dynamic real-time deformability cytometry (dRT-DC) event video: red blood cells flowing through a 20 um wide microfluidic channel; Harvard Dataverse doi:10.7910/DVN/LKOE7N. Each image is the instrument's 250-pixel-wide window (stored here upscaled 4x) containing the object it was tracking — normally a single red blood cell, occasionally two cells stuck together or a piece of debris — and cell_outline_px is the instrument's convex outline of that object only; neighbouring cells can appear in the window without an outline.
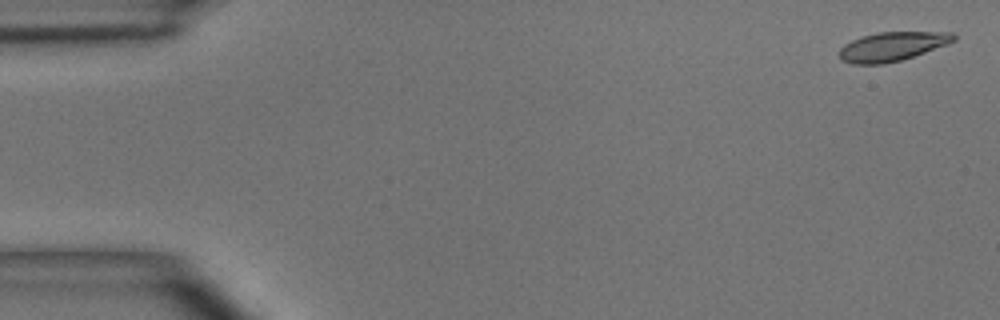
{"species": "common noctule bat (a hibernating species)", "species_latin": "Nyctalus noctula", "temperature_condition": "room temperature", "stored_images_in_passage": 4, "camera_frame_rate_fps": 3000, "um_per_image_px": 0.085, "animal": {"sex": "male", "body_mass_g": 15.6}, "frame": {"image": 1, "passage_image": 1, "time_ms": 0.0, "image_size_px": [1000, 320], "cell_outline_px": [[956, 40], [948, 44], [900, 60], [884, 64], [852, 64], [840, 60], [840, 48], [844, 44], [860, 36], [876, 32], [952, 32], [956, 36]], "centroid_in_image_um": [75.81, 3.94], "position_along_channel_um": 9.2, "area_um2": 19.36}}